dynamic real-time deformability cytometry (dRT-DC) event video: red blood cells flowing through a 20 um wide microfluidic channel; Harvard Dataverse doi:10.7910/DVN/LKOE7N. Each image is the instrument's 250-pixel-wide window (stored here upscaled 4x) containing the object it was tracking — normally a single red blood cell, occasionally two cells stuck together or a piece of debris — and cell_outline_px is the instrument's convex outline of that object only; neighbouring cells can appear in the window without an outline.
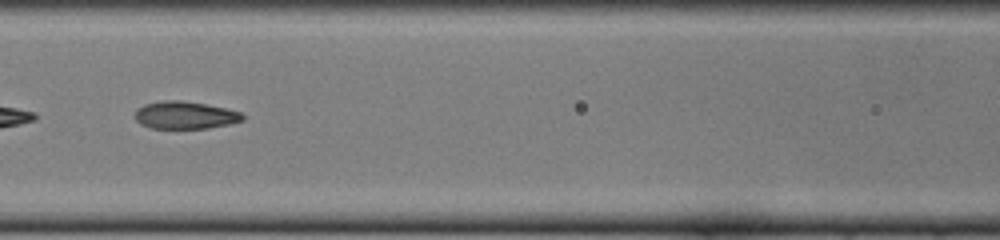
{"species": "common noctule bat (a hibernating species)", "species_latin": "Nyctalus noctula", "temperature_condition": "cold", "stored_images_in_passage": 14, "camera_frame_rate_fps": 3000, "um_per_image_px": 0.085, "animal": {"sex": "female", "body_mass_g": 22.0, "forearm_length_mm": 56.7}, "frame": {"image": 1, "passage_image": 12, "time_ms": 3.667, "image_size_px": [1000, 240], "cell_outline_px": [[244, 120], [232, 124], [208, 128], [152, 128], [140, 124], [136, 120], [136, 108], [144, 104], [164, 100], [180, 100], [204, 104], [224, 108], [240, 112], [244, 116]], "centroid_in_image_um": [15.73, 9.79], "position_along_channel_um": 150.9, "area_um2": 17.22}}